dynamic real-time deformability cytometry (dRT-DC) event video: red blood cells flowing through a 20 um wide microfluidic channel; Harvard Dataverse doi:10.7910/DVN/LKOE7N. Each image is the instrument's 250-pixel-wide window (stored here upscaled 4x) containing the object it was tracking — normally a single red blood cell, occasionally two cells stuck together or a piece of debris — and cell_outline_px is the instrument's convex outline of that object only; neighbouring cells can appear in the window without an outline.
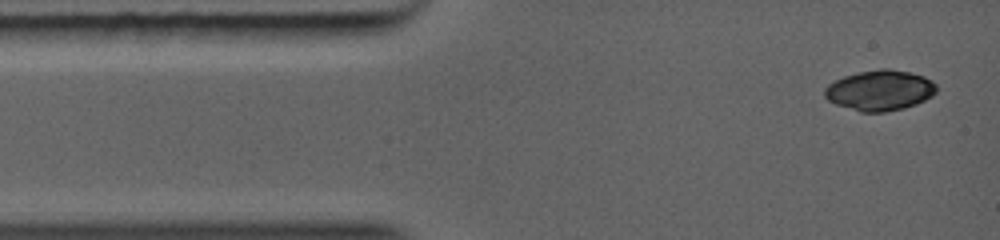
{"species": "common noctule bat (a hibernating species)", "species_latin": "Nyctalus noctula", "temperature_condition": "warm", "stored_images_in_passage": 14, "camera_frame_rate_fps": 5000, "um_per_image_px": 0.085, "animal": {"sex": "female", "body_mass_g": 19.0, "forearm_length_mm": 56.7}, "frame": {"image": 1, "passage_image": 1, "time_ms": 0.0, "image_size_px": [1000, 240], "cell_outline_px": [[936, 92], [932, 96], [916, 104], [904, 108], [884, 112], [860, 112], [836, 104], [828, 100], [824, 96], [824, 88], [828, 84], [844, 76], [860, 72], [880, 68], [888, 68], [908, 72], [924, 76], [932, 80], [936, 84]], "centroid_in_image_um": [74.79, 7.68], "position_along_channel_um": 10.2, "area_um2": 26.36}}
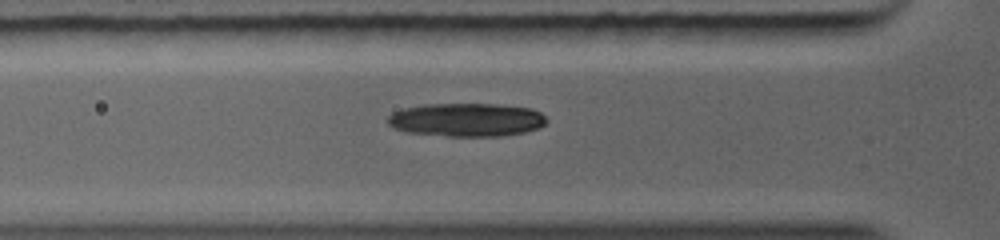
{"frame": {"image": 2, "passage_image": 9, "time_ms": 2.8, "image_size_px": [1000, 240], "cell_outline_px": [[548, 120], [540, 128], [524, 132], [500, 136], [448, 136], [404, 132], [392, 128], [388, 124], [388, 116], [392, 112], [404, 108], [424, 104], [496, 104], [532, 108], [540, 112]], "centroid_in_image_um": [39.64, 10.18], "position_along_channel_um": 86.2, "area_um2": 31.15}}
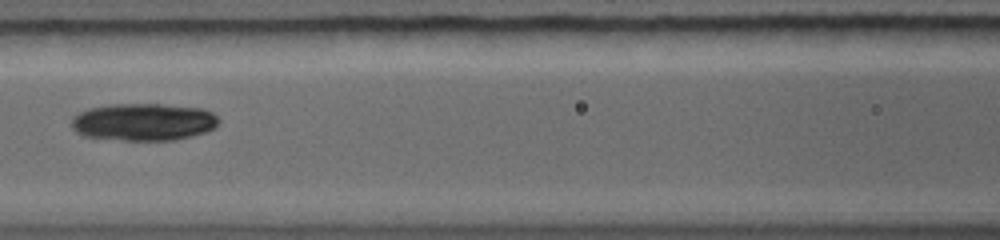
{"frame": {"image": 3, "passage_image": 13, "time_ms": 4.2, "image_size_px": [1000, 240], "cell_outline_px": [[220, 120], [216, 128], [192, 136], [172, 140], [124, 140], [84, 136], [76, 132], [72, 128], [72, 120], [80, 112], [88, 108], [112, 104], [160, 104], [200, 108], [212, 112]], "centroid_in_image_um": [12.22, 10.36], "position_along_channel_um": 154.4, "area_um2": 31.96}}